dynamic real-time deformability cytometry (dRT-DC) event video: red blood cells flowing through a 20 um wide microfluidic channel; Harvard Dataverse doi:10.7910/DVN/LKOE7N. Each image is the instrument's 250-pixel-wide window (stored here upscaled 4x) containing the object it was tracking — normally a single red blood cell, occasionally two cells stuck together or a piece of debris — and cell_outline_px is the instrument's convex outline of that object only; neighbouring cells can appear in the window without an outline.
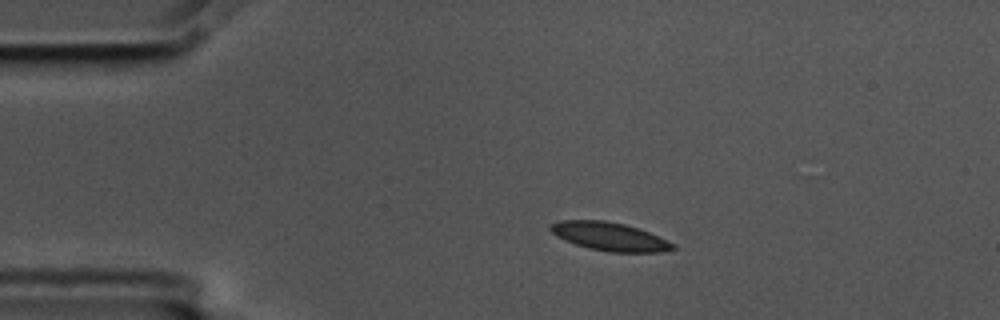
{"species": "common noctule bat (a hibernating species)", "species_latin": "Nyctalus noctula", "temperature_condition": "cold", "stored_images_in_passage": 46, "camera_frame_rate_fps": 3000, "um_per_image_px": 0.085, "animal": {"sex": "male", "body_mass_g": 17.5, "forearm_length_mm": 52.3}, "frame": {"image": 1, "passage_image": 1, "time_ms": 0.0, "image_size_px": [1000, 320], "cell_outline_px": [[676, 248], [660, 252], [612, 252], [588, 248], [564, 240], [556, 236], [548, 228], [548, 224], [560, 220], [604, 220], [624, 224], [648, 232], [676, 244]], "centroid_in_image_um": [51.77, 20.1], "position_along_channel_um": 33.2, "area_um2": 20.17}}
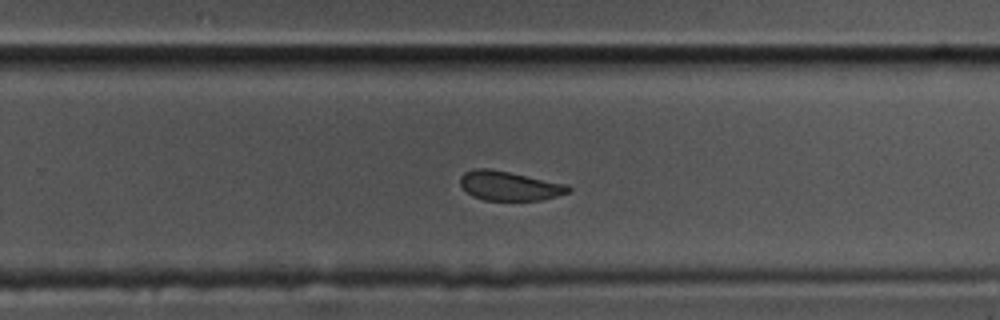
{"frame": {"image": 2, "passage_image": 26, "time_ms": 8.333, "image_size_px": [1000, 320], "cell_outline_px": [[572, 188], [568, 192], [556, 196], [540, 200], [484, 200], [472, 196], [460, 184], [460, 176], [464, 172], [472, 168], [488, 168], [568, 184]], "centroid_in_image_um": [43.27, 15.79], "position_along_channel_um": 286.5, "area_um2": 18.38}}
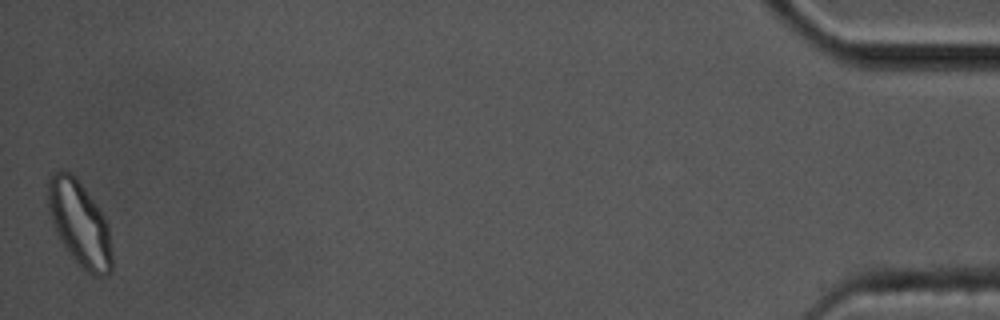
{"frame": {"image": 3, "passage_image": 46, "time_ms": 15.0, "image_size_px": [1000, 320], "cell_outline_px": [[112, 272], [108, 276], [96, 276], [88, 272], [64, 248], [56, 232], [48, 212], [48, 180], [52, 172], [72, 172], [76, 176], [100, 208], [108, 224], [112, 252]], "centroid_in_image_um": [6.78, 19.0], "position_along_channel_um": 428.4, "area_um2": 31.85}, "authors_computed_cell_mechanics": {"area_um2": 20.1433, "velocity_mm_per_s": 3.5436, "shape_relaxation_time_tau1_ms": null, "shape_relaxation_time_tau2_ms": 2.9164, "deformation_change_tau1": null, "deformation_change_tau2": 0.0894}}